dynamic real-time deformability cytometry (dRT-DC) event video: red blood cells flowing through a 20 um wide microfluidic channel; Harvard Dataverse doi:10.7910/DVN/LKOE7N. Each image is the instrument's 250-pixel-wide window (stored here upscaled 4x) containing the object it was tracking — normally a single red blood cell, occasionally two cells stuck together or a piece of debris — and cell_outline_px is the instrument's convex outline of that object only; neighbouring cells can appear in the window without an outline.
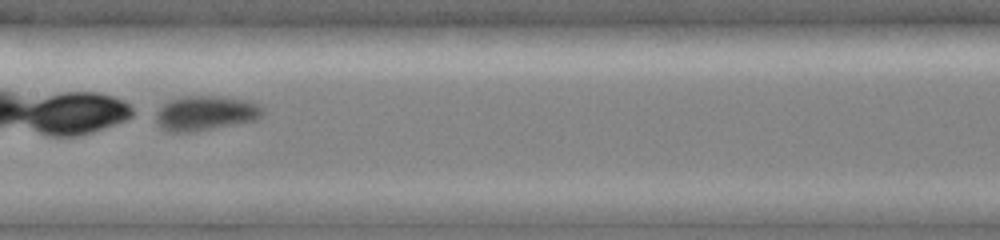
{"species": "common noctule bat (a hibernating species)", "species_latin": "Nyctalus noctula", "temperature_condition": "cold", "stored_images_in_passage": 47, "camera_frame_rate_fps": 3000, "um_per_image_px": 0.085, "animal": {"sex": "female", "body_mass_g": 19.0, "forearm_length_mm": 51.5}, "frame": {"image": 1, "passage_image": 25, "time_ms": 7.667, "image_size_px": [1000, 240], "cell_outline_px": [[264, 112], [256, 120], [192, 132], [168, 132], [160, 128], [156, 124], [156, 112], [168, 100], [184, 96], [216, 96], [244, 100], [256, 104]], "centroid_in_image_um": [17.39, 9.63], "position_along_channel_um": 190.0, "area_um2": 21.39}}
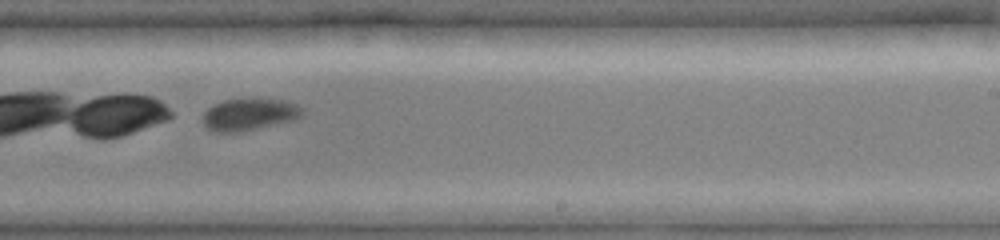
{"frame": {"image": 2, "passage_image": 31, "time_ms": 9.667, "image_size_px": [1000, 240], "cell_outline_px": [[304, 116], [296, 120], [240, 132], [216, 132], [208, 128], [204, 124], [204, 112], [208, 108], [224, 100], [248, 96], [256, 96], [284, 100], [296, 104], [304, 108]], "centroid_in_image_um": [21.28, 9.68], "position_along_channel_um": 267.7, "area_um2": 19.31}}
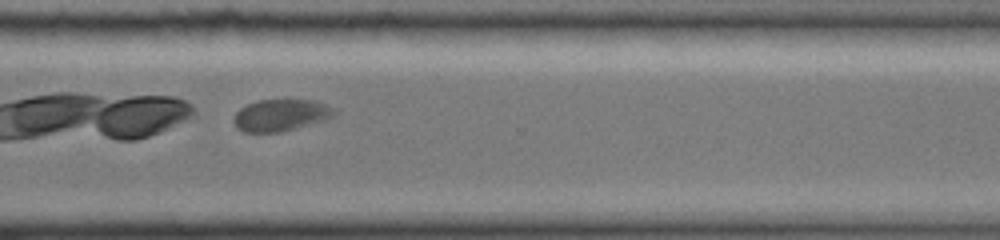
{"frame": {"image": 3, "passage_image": 37, "time_ms": 11.667, "image_size_px": [1000, 240], "cell_outline_px": [[336, 116], [324, 120], [280, 132], [244, 132], [236, 128], [232, 120], [236, 112], [240, 108], [256, 100], [316, 100], [332, 108], [336, 112]], "centroid_in_image_um": [23.83, 9.79], "position_along_channel_um": 346.8, "area_um2": 18.61}}